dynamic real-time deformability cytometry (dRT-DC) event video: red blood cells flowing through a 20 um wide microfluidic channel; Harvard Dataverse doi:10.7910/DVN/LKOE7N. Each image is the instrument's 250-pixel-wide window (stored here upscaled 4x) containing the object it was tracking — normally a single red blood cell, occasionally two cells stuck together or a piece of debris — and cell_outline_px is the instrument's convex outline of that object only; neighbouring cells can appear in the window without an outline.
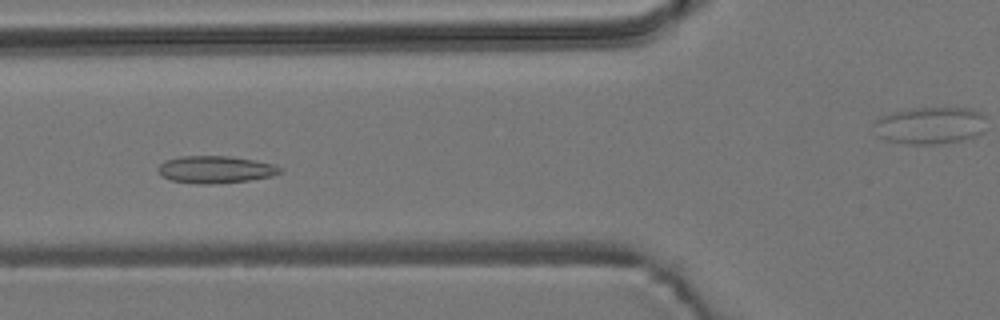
{"species": "common noctule bat (a hibernating species)", "species_latin": "Nyctalus noctula", "temperature_condition": "room temperature", "stored_images_in_passage": 55, "camera_frame_rate_fps": 3000, "um_per_image_px": 0.085, "animal": {"sex": "male", "body_mass_g": 19.2, "forearm_length_mm": 51.8}, "frame": {"image": 1, "passage_image": 19, "time_ms": 6.0, "image_size_px": [1000, 320], "cell_outline_px": [[280, 172], [272, 176], [248, 180], [212, 184], [200, 184], [168, 180], [160, 176], [156, 168], [164, 160], [180, 156], [228, 156], [276, 164], [280, 168]], "centroid_in_image_um": [18.23, 14.41], "position_along_channel_um": 107.6, "area_um2": 19.42}}
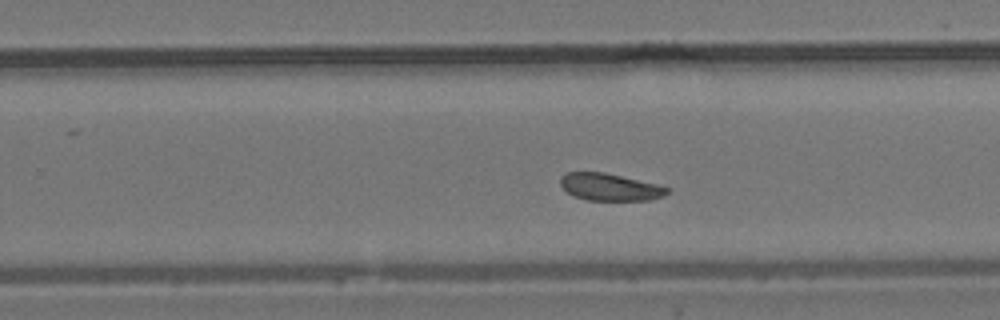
{"frame": {"image": 2, "passage_image": 33, "time_ms": 10.667, "image_size_px": [1000, 320], "cell_outline_px": [[668, 192], [664, 196], [648, 200], [588, 200], [572, 196], [560, 184], [560, 176], [568, 172], [604, 172], [656, 184], [668, 188]], "centroid_in_image_um": [51.8, 15.9], "position_along_channel_um": 278.0, "area_um2": 16.76}}
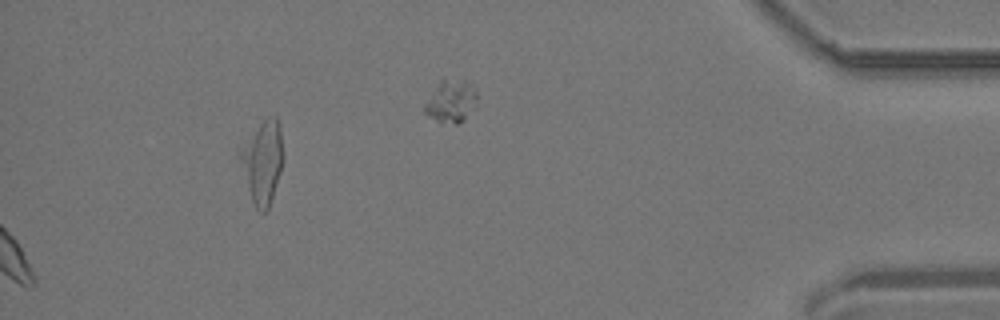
{"frame": {"image": 3, "passage_image": 55, "time_ms": 18.0, "image_size_px": [1000, 320], "cell_outline_px": [[284, 156], [280, 172], [268, 208], [264, 212], [260, 212], [256, 208], [252, 200], [240, 160], [240, 148], [260, 124], [264, 120], [276, 116], [280, 124]], "centroid_in_image_um": [22.35, 13.74], "position_along_channel_um": 412.8, "area_um2": 20.06}, "authors_computed_cell_mechanics": {"area_um2": 18.207, "velocity_mm_per_s": 3.6616, "shape_relaxation_time_tau1_ms": null, "shape_relaxation_time_tau2_ms": 3.3699, "deformation_change_tau1": null, "deformation_change_tau2": 0.0748}}